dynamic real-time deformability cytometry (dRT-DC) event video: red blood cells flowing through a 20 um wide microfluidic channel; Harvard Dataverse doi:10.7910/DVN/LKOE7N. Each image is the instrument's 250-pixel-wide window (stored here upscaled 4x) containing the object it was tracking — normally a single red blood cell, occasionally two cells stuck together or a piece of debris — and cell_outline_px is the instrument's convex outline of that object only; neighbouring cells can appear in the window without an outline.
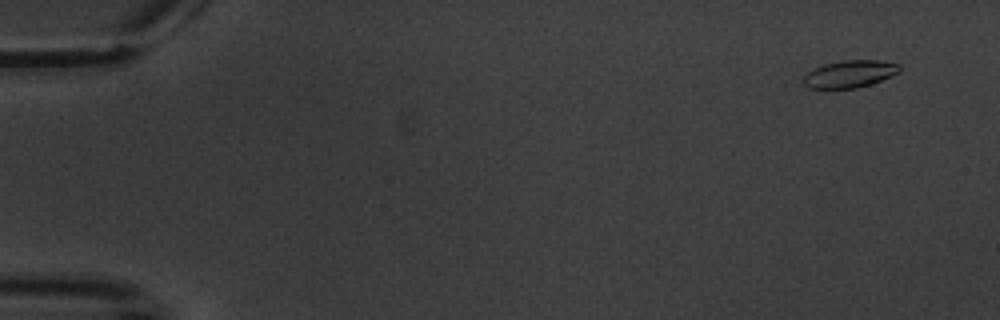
{"species": "common noctule bat (a hibernating species)", "species_latin": "Nyctalus noctula", "temperature_condition": "warm", "stored_images_in_passage": 6, "camera_frame_rate_fps": 3000, "um_per_image_px": 0.085, "animal": {"sex": "male", "body_mass_g": 20.1, "forearm_length_mm": 53.5}, "frame": {"image": 1, "passage_image": 1, "time_ms": 0.0, "image_size_px": [1000, 320], "cell_outline_px": [[900, 72], [892, 76], [872, 84], [856, 88], [808, 88], [804, 84], [804, 76], [812, 68], [824, 64], [844, 60], [880, 60], [900, 64]], "centroid_in_image_um": [72.25, 6.28], "position_along_channel_um": 12.7, "area_um2": 15.37}}